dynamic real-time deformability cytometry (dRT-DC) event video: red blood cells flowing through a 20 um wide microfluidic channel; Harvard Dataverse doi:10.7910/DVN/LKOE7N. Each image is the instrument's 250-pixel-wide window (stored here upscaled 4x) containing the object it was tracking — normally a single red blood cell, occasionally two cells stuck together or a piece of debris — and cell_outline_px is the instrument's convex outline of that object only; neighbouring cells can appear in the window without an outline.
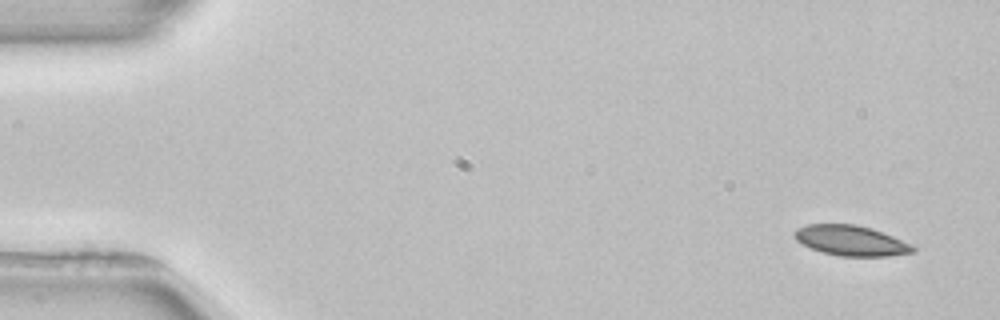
{"species": "common noctule bat (a hibernating species)", "species_latin": "Nyctalus noctula", "temperature_condition": "room temperature", "stored_images_in_passage": 5, "segment_of_instrument_passage": [1, 2], "camera_frame_rate_fps": 3000, "um_per_image_px": 0.085, "animal": {"sex": "female", "body_mass_g": 22.7, "forearm_length_mm": 54.2}, "frame": {"image": 1, "passage_image": 1, "time_ms": 0.0, "image_size_px": [1000, 320], "cell_outline_px": [[916, 252], [888, 256], [840, 256], [824, 252], [812, 248], [796, 240], [792, 232], [796, 228], [808, 224], [856, 224], [872, 228], [912, 244], [916, 248]], "centroid_in_image_um": [72.35, 20.44], "position_along_channel_um": 12.7, "area_um2": 20.87}}
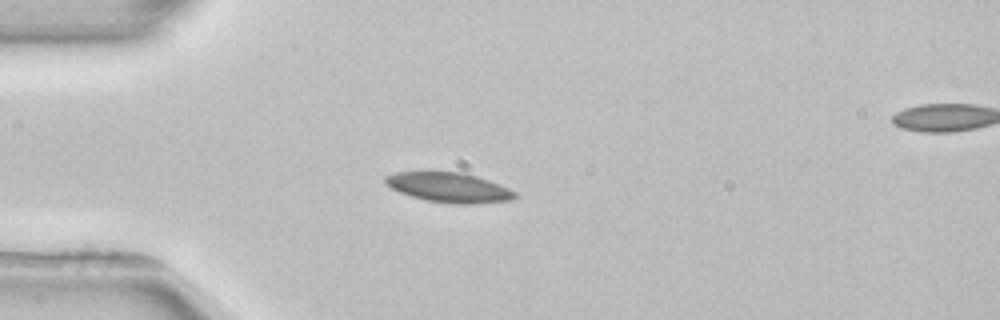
{"frame": {"image": 2, "passage_image": 4, "time_ms": 3.667, "image_size_px": [1000, 320], "cell_outline_px": [[516, 196], [512, 200], [472, 204], [456, 204], [428, 200], [412, 196], [400, 192], [392, 188], [384, 180], [384, 176], [396, 172], [464, 172], [500, 184], [516, 192]], "centroid_in_image_um": [38.19, 15.93], "position_along_channel_um": 46.8, "area_um2": 22.25}}